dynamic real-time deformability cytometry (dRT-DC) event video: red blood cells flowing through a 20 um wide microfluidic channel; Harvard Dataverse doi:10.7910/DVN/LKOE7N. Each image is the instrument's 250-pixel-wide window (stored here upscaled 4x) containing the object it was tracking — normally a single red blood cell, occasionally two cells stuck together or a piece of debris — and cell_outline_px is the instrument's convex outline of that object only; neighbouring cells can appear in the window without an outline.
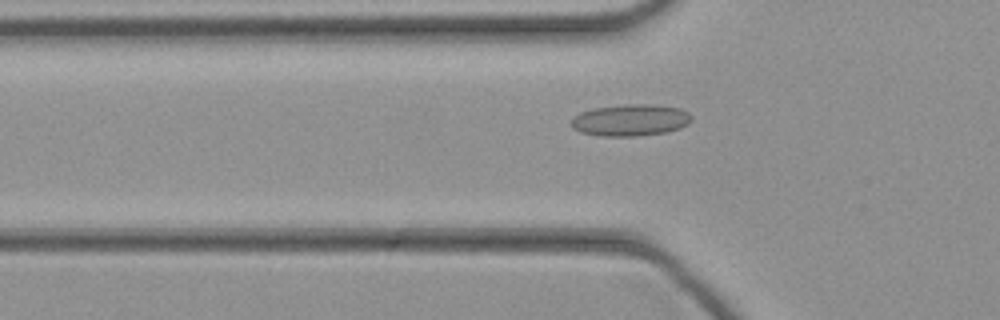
{"species": "common noctule bat (a hibernating species)", "species_latin": "Nyctalus noctula", "temperature_condition": "cold", "stored_images_in_passage": 37, "camera_frame_rate_fps": 3000, "um_per_image_px": 0.085, "animal": {"sex": "female", "body_mass_g": 21.9}, "frame": {"image": 1, "passage_image": 7, "time_ms": 2.0, "image_size_px": [1000, 320], "cell_outline_px": [[692, 120], [688, 124], [680, 128], [664, 132], [636, 136], [600, 136], [580, 132], [572, 128], [572, 116], [580, 112], [592, 108], [628, 104], [648, 104], [680, 108], [688, 112], [692, 116]], "centroid_in_image_um": [53.57, 10.21], "position_along_channel_um": 72.2, "area_um2": 22.31}}
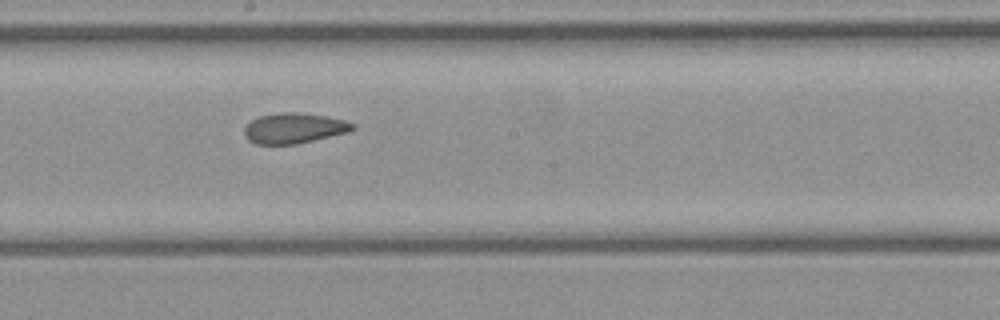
{"frame": {"image": 2, "passage_image": 17, "time_ms": 5.333, "image_size_px": [1000, 320], "cell_outline_px": [[356, 128], [348, 132], [296, 144], [256, 144], [248, 140], [244, 136], [244, 128], [252, 120], [260, 116], [280, 112], [296, 112], [324, 116], [344, 120], [356, 124]], "centroid_in_image_um": [24.99, 10.9], "position_along_channel_um": 223.2, "area_um2": 19.07}}
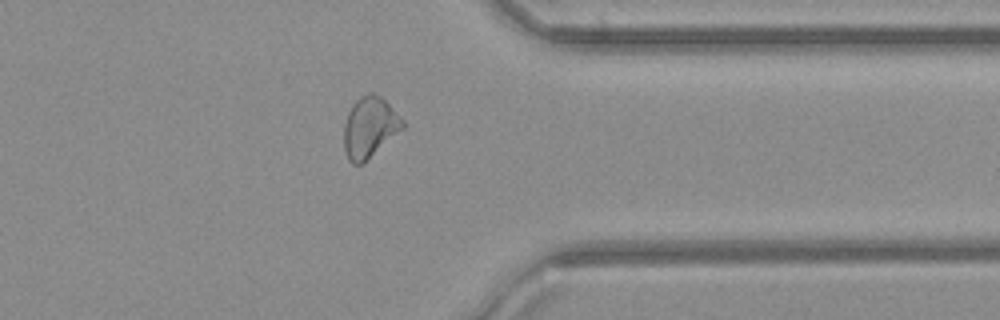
{"frame": {"image": 3, "passage_image": 28, "time_ms": 9.0, "image_size_px": [1000, 320], "cell_outline_px": [[404, 128], [360, 164], [352, 164], [348, 160], [344, 152], [344, 124], [348, 112], [352, 104], [360, 96], [368, 92], [372, 92], [380, 96], [404, 120]], "centroid_in_image_um": [31.39, 10.8], "position_along_channel_um": 380.0, "area_um2": 20.52}}